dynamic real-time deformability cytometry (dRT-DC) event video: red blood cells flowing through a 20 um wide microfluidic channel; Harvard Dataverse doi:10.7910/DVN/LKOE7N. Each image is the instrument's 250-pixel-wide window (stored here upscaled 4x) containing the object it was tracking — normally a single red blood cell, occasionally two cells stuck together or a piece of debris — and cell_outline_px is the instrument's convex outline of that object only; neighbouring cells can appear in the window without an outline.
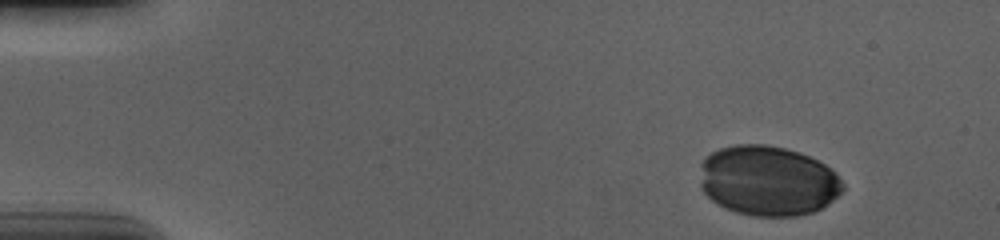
{"species": "human", "species_latin": "Homo sapiens", "temperature_condition": "cold", "stored_images_in_passage": 42, "camera_frame_rate_fps": 3000, "um_per_image_px": 0.085, "donor": {"sex": "male"}, "frame": {"image": 1, "passage_image": 1, "time_ms": 0.0, "image_size_px": [1000, 240], "cell_outline_px": [[844, 188], [828, 204], [812, 212], [796, 216], [752, 216], [736, 212], [724, 208], [716, 204], [700, 188], [700, 164], [712, 152], [720, 148], [736, 144], [764, 144], [784, 148], [800, 152], [824, 164], [844, 184]], "centroid_in_image_um": [65.22, 15.37], "position_along_channel_um": 19.8, "area_um2": 58.26}}
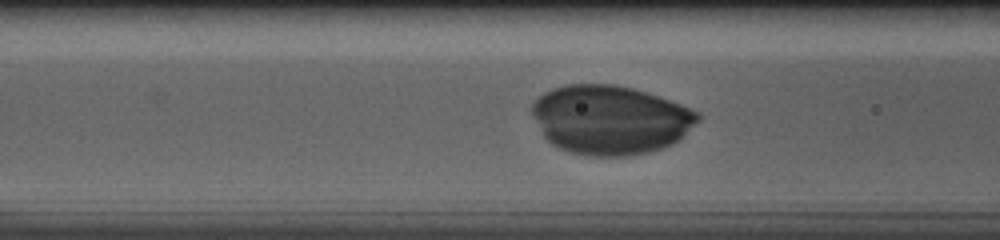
{"frame": {"image": 2, "passage_image": 18, "time_ms": 5.667, "image_size_px": [1000, 240], "cell_outline_px": [[700, 120], [672, 144], [664, 148], [648, 152], [628, 156], [592, 156], [572, 152], [560, 148], [552, 144], [544, 136], [532, 112], [532, 104], [544, 92], [552, 88], [568, 84], [616, 84], [632, 88], [680, 104], [696, 112], [700, 116]], "centroid_in_image_um": [51.85, 10.18], "position_along_channel_um": 114.7, "area_um2": 66.07}}
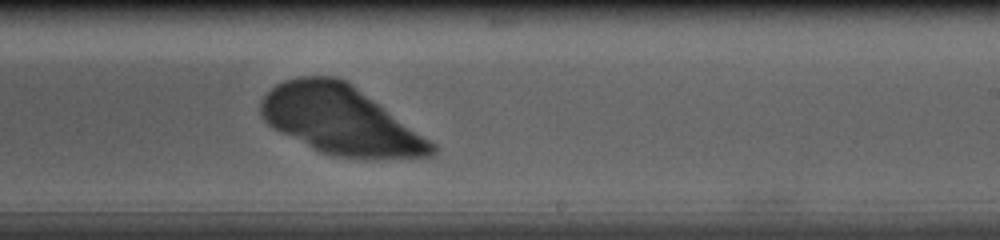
{"frame": {"image": 3, "passage_image": 30, "time_ms": 9.667, "image_size_px": [1000, 240], "cell_outline_px": [[440, 148], [432, 156], [332, 156], [320, 152], [272, 128], [260, 116], [260, 100], [276, 84], [284, 80], [300, 76], [336, 76], [352, 84], [436, 144]], "centroid_in_image_um": [28.88, 10.17], "position_along_channel_um": 260.1, "area_um2": 67.16}}